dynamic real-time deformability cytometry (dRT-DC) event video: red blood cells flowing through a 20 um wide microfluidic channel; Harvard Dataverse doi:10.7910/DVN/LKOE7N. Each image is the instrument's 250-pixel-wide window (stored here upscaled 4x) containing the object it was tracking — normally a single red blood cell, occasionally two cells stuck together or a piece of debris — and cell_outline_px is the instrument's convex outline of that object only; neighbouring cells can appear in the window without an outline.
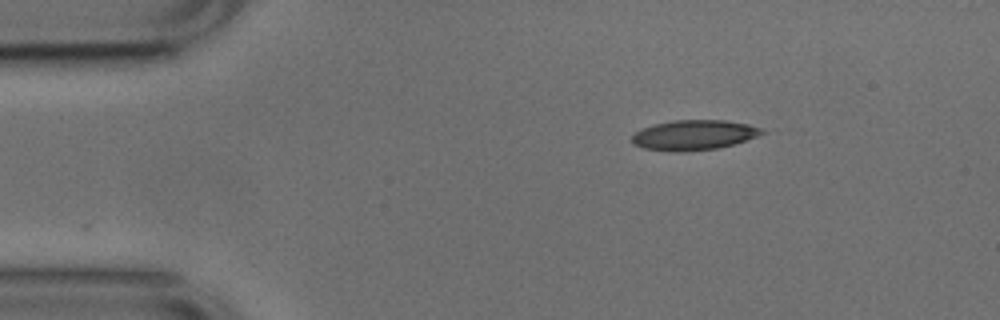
{"species": "common noctule bat (a hibernating species)", "species_latin": "Nyctalus noctula", "temperature_condition": "cold", "stored_images_in_passage": 45, "camera_frame_rate_fps": 3000, "um_per_image_px": 0.085, "animal": {"sex": "male", "body_mass_g": 17.9, "forearm_length_mm": 54.2}, "frame": {"image": 1, "passage_image": 1, "time_ms": 0.0, "image_size_px": [1000, 320], "cell_outline_px": [[764, 132], [756, 136], [732, 144], [716, 148], [684, 152], [676, 152], [644, 148], [632, 144], [632, 136], [640, 128], [672, 120], [724, 120], [748, 124], [764, 128]], "centroid_in_image_um": [58.95, 11.47], "position_along_channel_um": 26.1, "area_um2": 22.6}}
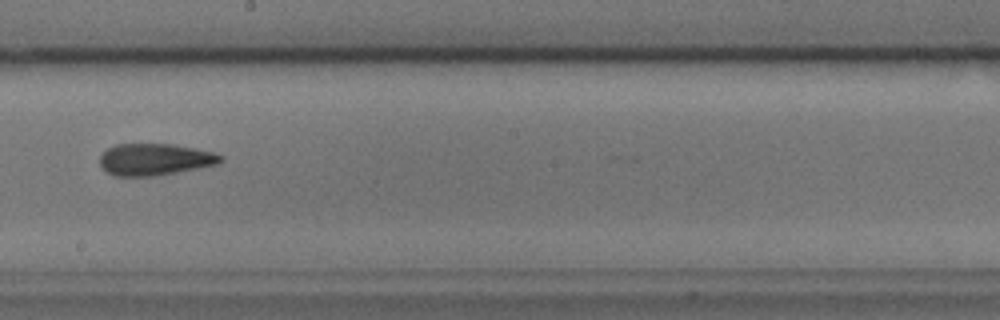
{"frame": {"image": 2, "passage_image": 22, "time_ms": 7.0, "image_size_px": [1000, 320], "cell_outline_px": [[224, 160], [220, 164], [156, 176], [116, 176], [108, 172], [100, 164], [100, 156], [108, 148], [116, 144], [172, 144], [212, 152], [224, 156]], "centroid_in_image_um": [13.19, 13.55], "position_along_channel_um": 235.0, "area_um2": 22.31}}
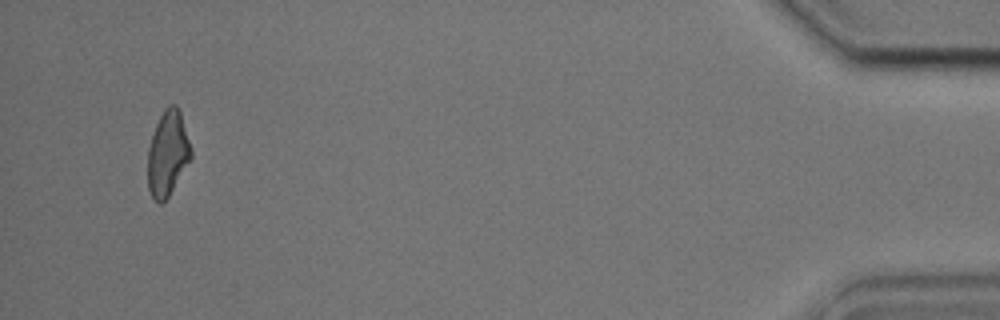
{"frame": {"image": 3, "passage_image": 43, "time_ms": 14.0, "image_size_px": [1000, 320], "cell_outline_px": [[192, 156], [168, 196], [160, 204], [152, 196], [148, 188], [148, 148], [156, 124], [164, 108], [168, 104], [176, 104], [180, 112], [192, 148]], "centroid_in_image_um": [14.25, 13.0], "position_along_channel_um": 420.9, "area_um2": 21.15}, "authors_computed_cell_mechanics": {"area_um2": 22.1374, "velocity_mm_per_s": 3.792, "shape_relaxation_time_tau1_ms": null, "shape_relaxation_time_tau2_ms": 3.7051, "deformation_change_tau1": null, "deformation_change_tau2": 0.1265}}